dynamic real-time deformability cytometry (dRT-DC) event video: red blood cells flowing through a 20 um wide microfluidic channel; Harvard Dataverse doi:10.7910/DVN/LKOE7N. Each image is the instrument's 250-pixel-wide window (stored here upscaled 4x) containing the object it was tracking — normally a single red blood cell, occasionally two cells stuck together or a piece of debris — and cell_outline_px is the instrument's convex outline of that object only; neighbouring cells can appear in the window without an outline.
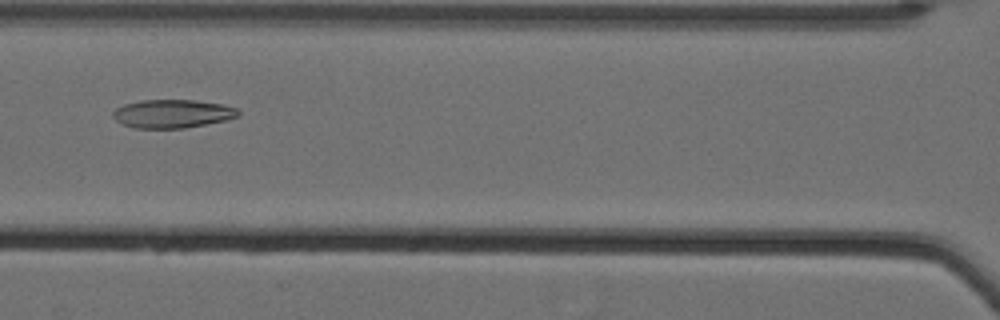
{"species": "Egyptian fruit bat (a non-hibernating species)", "species_latin": "Rousettus aegyptiacus", "temperature_condition": "cold", "stored_images_in_passage": 57, "camera_frame_rate_fps": 3000, "um_per_image_px": 0.085, "animal": {"sex": "female"}, "frame": {"image": 1, "passage_image": 28, "time_ms": 9.0, "image_size_px": [1000, 320], "cell_outline_px": [[240, 116], [224, 120], [184, 128], [132, 128], [116, 120], [112, 116], [112, 112], [116, 108], [124, 104], [140, 100], [196, 100], [224, 104], [236, 108], [240, 112]], "centroid_in_image_um": [14.65, 9.65], "position_along_channel_um": 152.0, "area_um2": 20.75}}
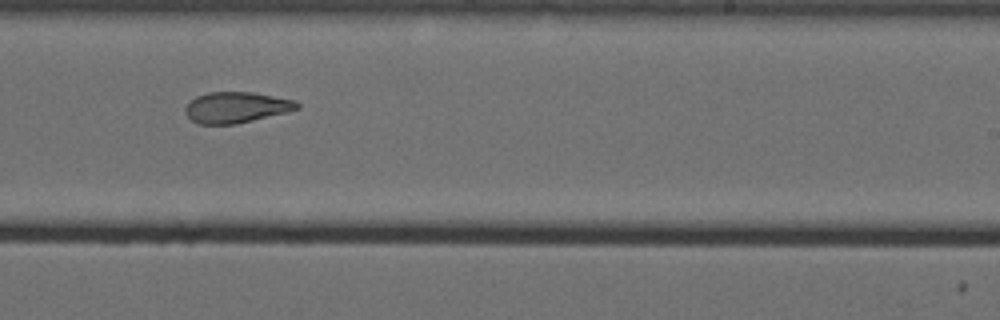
{"frame": {"image": 2, "passage_image": 38, "time_ms": 12.333, "image_size_px": [1000, 320], "cell_outline_px": [[300, 108], [288, 112], [236, 124], [200, 124], [192, 120], [184, 112], [184, 108], [196, 96], [208, 92], [252, 92], [296, 100], [300, 104]], "centroid_in_image_um": [20.11, 9.12], "position_along_channel_um": 268.9, "area_um2": 20.17}}
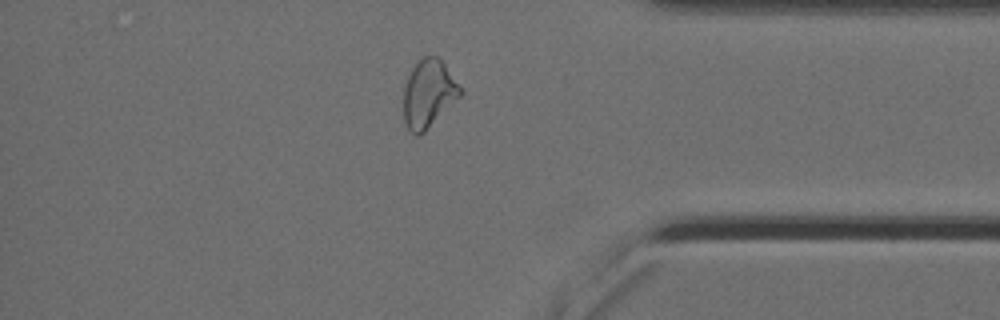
{"frame": {"image": 3, "passage_image": 50, "time_ms": 16.333, "image_size_px": [1000, 320], "cell_outline_px": [[464, 92], [420, 136], [416, 136], [404, 124], [404, 88], [408, 76], [412, 68], [424, 56], [436, 56], [444, 64]], "centroid_in_image_um": [36.41, 7.98], "position_along_channel_um": 398.8, "area_um2": 22.02}, "authors_computed_cell_mechanics": {"area_um2": 23.698, "velocity_mm_per_s": 3.511, "shape_relaxation_time_tau1_ms": null, "shape_relaxation_time_tau2_ms": 5.817, "deformation_change_tau1": null, "deformation_change_tau2": 0.1354}}